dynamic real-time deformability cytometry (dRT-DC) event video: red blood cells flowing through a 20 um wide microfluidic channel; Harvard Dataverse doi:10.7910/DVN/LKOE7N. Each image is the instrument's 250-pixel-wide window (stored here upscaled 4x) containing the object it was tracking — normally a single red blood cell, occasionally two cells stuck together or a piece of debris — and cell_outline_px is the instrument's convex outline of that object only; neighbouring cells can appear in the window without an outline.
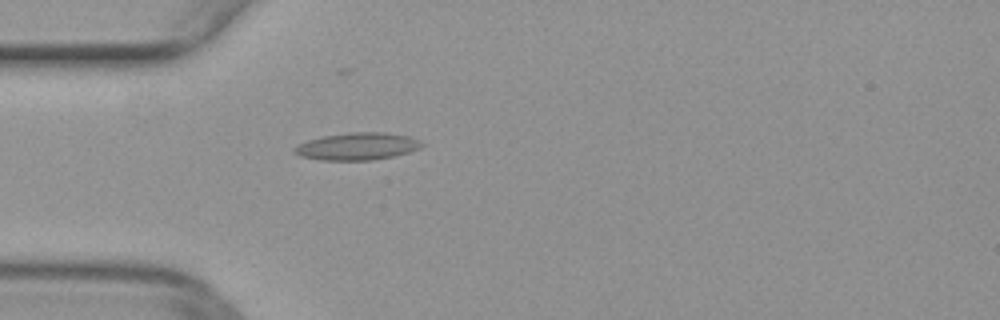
{"species": "common noctule bat (a hibernating species)", "species_latin": "Nyctalus noctula", "temperature_condition": "warm", "stored_images_in_passage": 47, "camera_frame_rate_fps": 3000, "um_per_image_px": 0.085, "animal": {"sex": "female", "body_mass_g": 29.2, "forearm_length_mm": 56.3}, "frame": {"image": 1, "passage_image": 11, "time_ms": 3.333, "image_size_px": [1000, 320], "cell_outline_px": [[424, 144], [420, 148], [408, 152], [392, 156], [372, 160], [320, 160], [300, 156], [292, 152], [292, 148], [308, 140], [324, 136], [352, 132], [384, 132], [408, 136], [420, 140]], "centroid_in_image_um": [30.36, 12.44], "position_along_channel_um": 54.6, "area_um2": 20.17}}
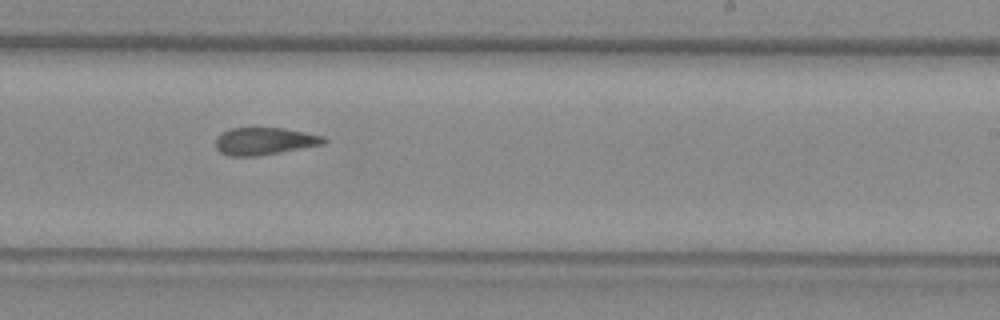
{"frame": {"image": 2, "passage_image": 27, "time_ms": 8.667, "image_size_px": [1000, 320], "cell_outline_px": [[328, 140], [324, 144], [280, 152], [256, 156], [228, 156], [220, 152], [216, 148], [216, 140], [224, 132], [232, 128], [284, 128], [324, 136]], "centroid_in_image_um": [22.51, 12.0], "position_along_channel_um": 266.5, "area_um2": 17.05}}
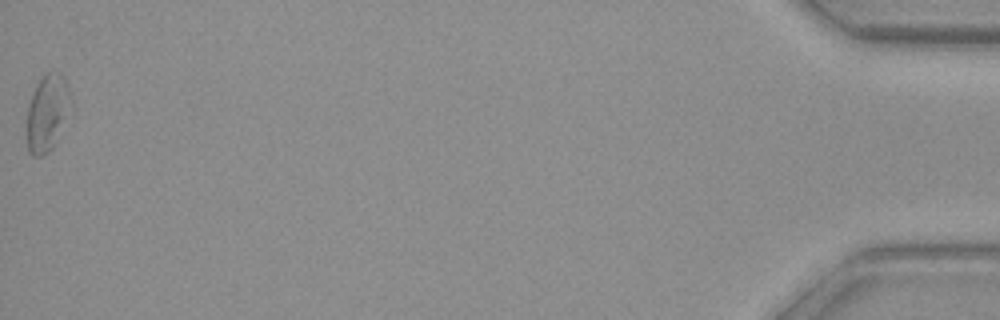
{"frame": {"image": 3, "passage_image": 47, "time_ms": 15.333, "image_size_px": [1000, 320], "cell_outline_px": [[72, 104], [52, 148], [48, 152], [40, 156], [32, 156], [28, 152], [28, 104], [44, 72], [60, 72], [64, 76], [72, 100]], "centroid_in_image_um": [4.04, 9.56], "position_along_channel_um": 431.2, "area_um2": 19.19}}